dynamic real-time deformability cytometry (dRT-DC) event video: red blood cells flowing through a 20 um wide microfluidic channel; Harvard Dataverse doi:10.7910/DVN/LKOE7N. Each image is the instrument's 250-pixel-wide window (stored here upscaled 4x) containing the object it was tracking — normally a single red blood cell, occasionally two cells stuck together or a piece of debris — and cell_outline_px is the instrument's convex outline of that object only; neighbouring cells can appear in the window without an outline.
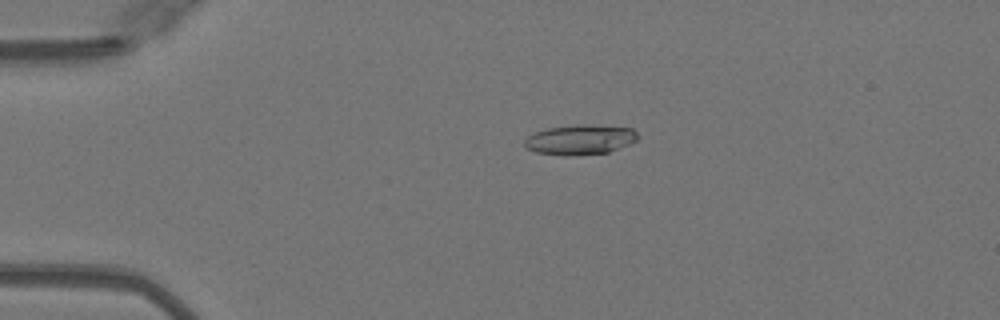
{"species": "Egyptian fruit bat (a non-hibernating species)", "species_latin": "Rousettus aegyptiacus", "temperature_condition": "warm", "stored_images_in_passage": 45, "camera_frame_rate_fps": 3000, "um_per_image_px": 0.085, "animal": {"sex": "female"}, "frame": {"image": 1, "passage_image": 10, "time_ms": 3.0, "image_size_px": [1000, 320], "cell_outline_px": [[636, 140], [628, 144], [608, 152], [568, 156], [564, 156], [536, 152], [524, 148], [524, 140], [528, 136], [536, 132], [548, 128], [576, 124], [588, 124], [632, 128], [636, 132]], "centroid_in_image_um": [49.26, 11.87], "position_along_channel_um": 35.7, "area_um2": 19.71}}
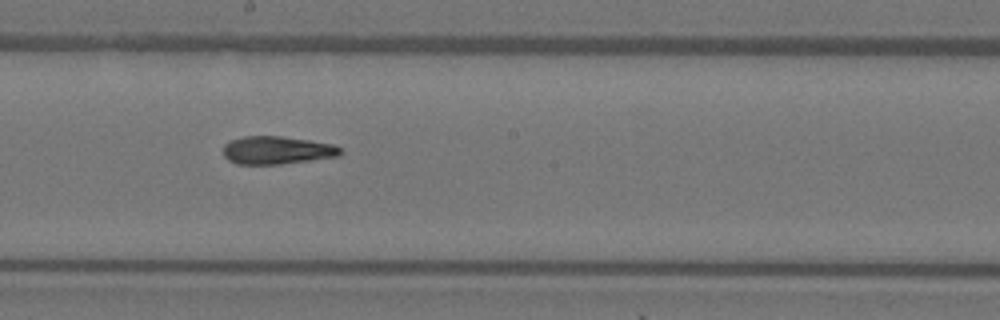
{"frame": {"image": 2, "passage_image": 27, "time_ms": 8.667, "image_size_px": [1000, 320], "cell_outline_px": [[344, 152], [340, 156], [280, 164], [236, 164], [228, 160], [224, 156], [224, 144], [232, 140], [244, 136], [280, 136], [308, 140], [332, 144], [340, 148]], "centroid_in_image_um": [23.54, 12.77], "position_along_channel_um": 224.7, "area_um2": 19.02}}
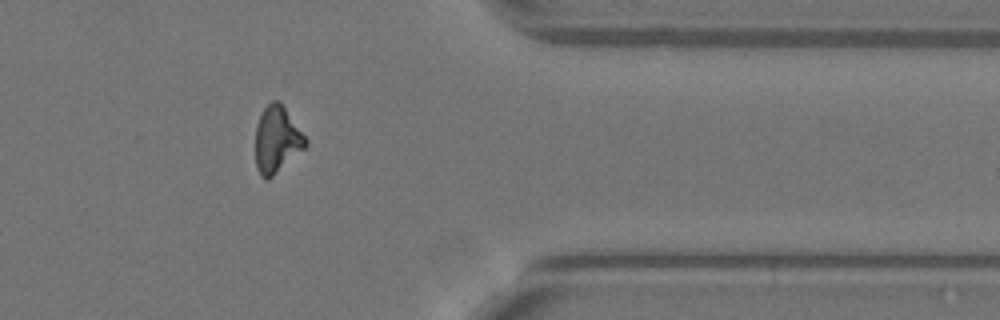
{"frame": {"image": 3, "passage_image": 40, "time_ms": 13.0, "image_size_px": [1000, 320], "cell_outline_px": [[308, 144], [304, 148], [268, 180], [264, 180], [260, 176], [256, 168], [256, 124], [264, 108], [272, 100], [276, 100], [284, 108], [308, 140]], "centroid_in_image_um": [23.51, 11.9], "position_along_channel_um": 387.9, "area_um2": 19.07}}